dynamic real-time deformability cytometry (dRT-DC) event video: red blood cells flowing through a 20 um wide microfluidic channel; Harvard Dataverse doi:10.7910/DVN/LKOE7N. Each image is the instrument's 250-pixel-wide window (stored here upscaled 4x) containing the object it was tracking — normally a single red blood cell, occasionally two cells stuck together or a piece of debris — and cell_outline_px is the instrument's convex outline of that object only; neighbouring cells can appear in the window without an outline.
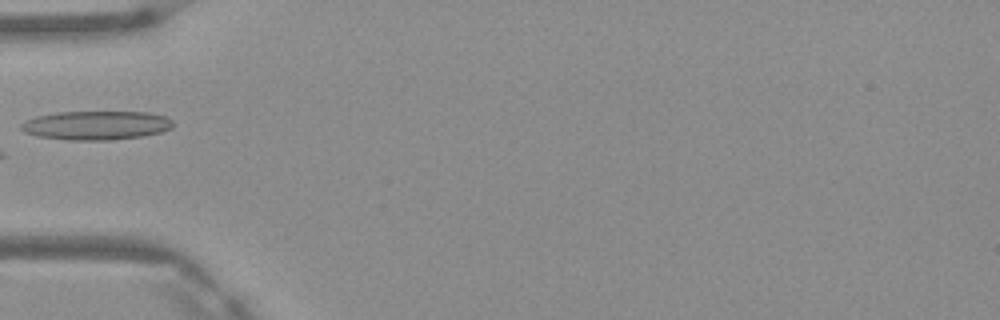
{"species": "Egyptian fruit bat (a non-hibernating species)", "species_latin": "Rousettus aegyptiacus", "temperature_condition": "warm", "stored_images_in_passage": 5, "camera_frame_rate_fps": 3000, "um_per_image_px": 0.085, "frame": {"image": 1, "passage_image": 5, "time_ms": 1.333, "image_size_px": [1000, 320], "cell_outline_px": [[172, 128], [160, 132], [144, 136], [112, 140], [64, 140], [36, 136], [24, 132], [20, 128], [20, 124], [24, 120], [36, 116], [56, 112], [148, 112], [168, 116], [172, 120]], "centroid_in_image_um": [8.16, 10.65], "position_along_channel_um": 76.8, "area_um2": 25.95}}